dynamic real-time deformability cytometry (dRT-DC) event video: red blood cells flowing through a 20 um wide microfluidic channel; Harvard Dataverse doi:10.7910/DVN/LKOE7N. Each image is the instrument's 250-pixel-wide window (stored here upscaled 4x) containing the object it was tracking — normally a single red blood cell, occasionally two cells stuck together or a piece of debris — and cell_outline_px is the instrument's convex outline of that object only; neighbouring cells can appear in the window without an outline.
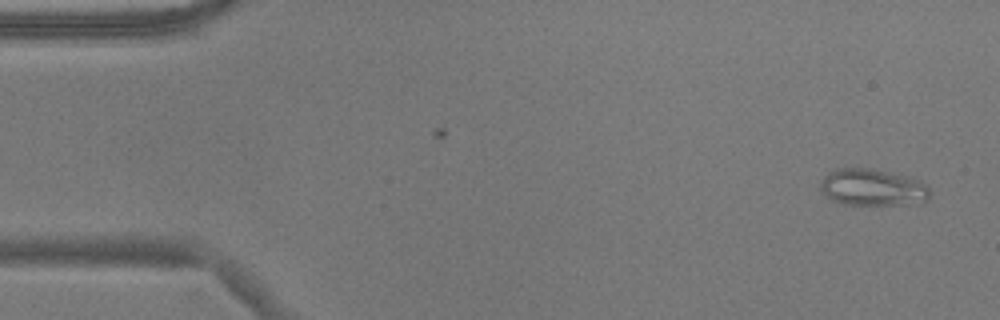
{"species": "common noctule bat (a hibernating species)", "species_latin": "Nyctalus noctula", "temperature_condition": "warm", "stored_images_in_passage": 49, "camera_frame_rate_fps": 3000, "um_per_image_px": 0.085, "animal": {"sex": "male", "body_mass_g": 17.9}, "frame": {"image": 1, "passage_image": 2, "time_ms": 0.333, "image_size_px": [1000, 320], "cell_outline_px": [[932, 192], [924, 200], [908, 204], [844, 204], [832, 200], [820, 188], [820, 180], [828, 172], [836, 168], [868, 168], [908, 176], [920, 180], [928, 184]], "centroid_in_image_um": [74.18, 15.91], "position_along_channel_um": 10.8, "area_um2": 23.41}}
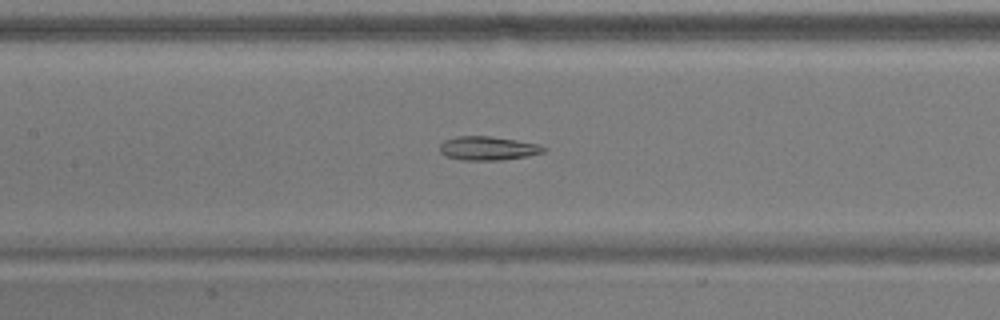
{"frame": {"image": 2, "passage_image": 24, "time_ms": 7.667, "image_size_px": [1000, 320], "cell_outline_px": [[548, 148], [544, 152], [528, 156], [500, 160], [460, 160], [444, 156], [440, 152], [440, 144], [444, 140], [456, 136], [488, 136], [516, 140], [536, 144]], "centroid_in_image_um": [41.44, 12.61], "position_along_channel_um": 166.0, "area_um2": 14.45}}
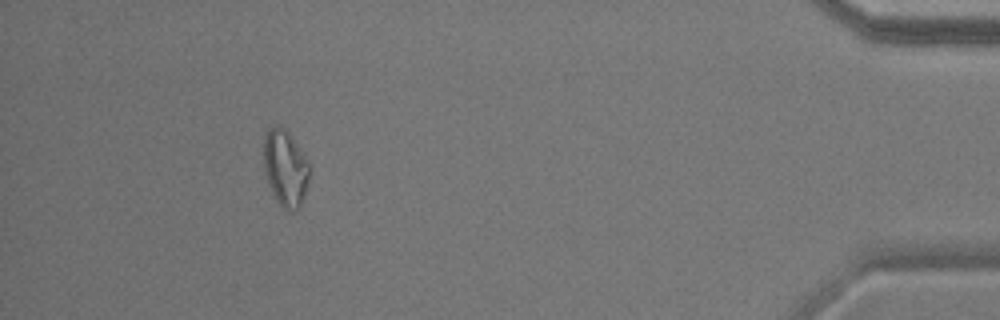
{"frame": {"image": 3, "passage_image": 49, "time_ms": 16.0, "image_size_px": [1000, 320], "cell_outline_px": [[308, 180], [304, 196], [300, 208], [288, 212], [276, 200], [268, 184], [264, 168], [264, 136], [268, 128], [272, 124], [280, 124], [288, 132], [308, 164]], "centroid_in_image_um": [24.21, 14.28], "position_along_channel_um": 411.0, "area_um2": 20.11}, "authors_computed_cell_mechanics": {"area_um2": 15.7794, "velocity_mm_per_s": 3.6807, "shape_relaxation_time_tau1_ms": null, "shape_relaxation_time_tau2_ms": 3.6738, "deformation_change_tau1": null, "deformation_change_tau2": 0.1204}}